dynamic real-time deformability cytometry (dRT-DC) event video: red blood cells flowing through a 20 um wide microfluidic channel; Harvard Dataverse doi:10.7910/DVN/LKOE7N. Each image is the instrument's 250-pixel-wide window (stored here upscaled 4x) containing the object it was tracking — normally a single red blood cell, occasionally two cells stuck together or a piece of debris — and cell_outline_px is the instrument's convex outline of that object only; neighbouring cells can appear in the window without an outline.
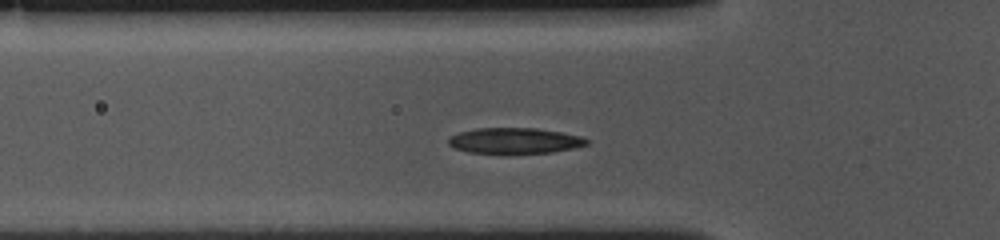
{"species": "common noctule bat (a hibernating species)", "species_latin": "Nyctalus noctula", "temperature_condition": "cold", "stored_images_in_passage": 32, "camera_frame_rate_fps": 3000, "um_per_image_px": 0.085, "animal": {"sex": "female", "body_mass_g": 10.0, "forearm_length_mm": 53.1}, "frame": {"image": 1, "passage_image": 3, "time_ms": 0.667, "image_size_px": [1000, 240], "cell_outline_px": [[592, 140], [588, 144], [572, 148], [552, 152], [508, 156], [468, 152], [456, 148], [448, 144], [448, 136], [460, 132], [476, 128], [536, 128], [560, 132], [580, 136]], "centroid_in_image_um": [43.73, 12.0], "position_along_channel_um": 82.1, "area_um2": 21.56}}
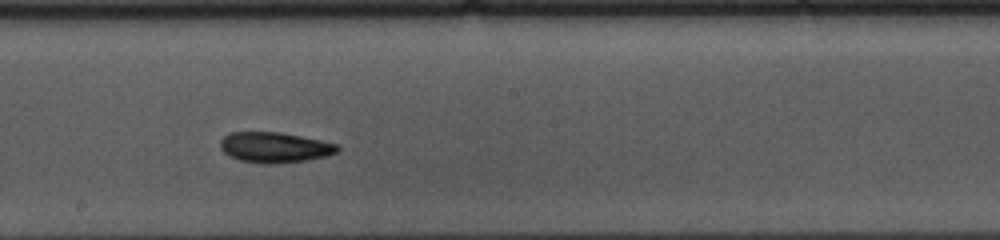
{"frame": {"image": 2, "passage_image": 15, "time_ms": 4.667, "image_size_px": [1000, 240], "cell_outline_px": [[340, 152], [328, 156], [308, 160], [276, 164], [260, 164], [240, 160], [228, 156], [220, 148], [220, 140], [228, 132], [280, 132], [340, 144]], "centroid_in_image_um": [23.37, 12.54], "position_along_channel_um": 224.8, "area_um2": 21.21}}
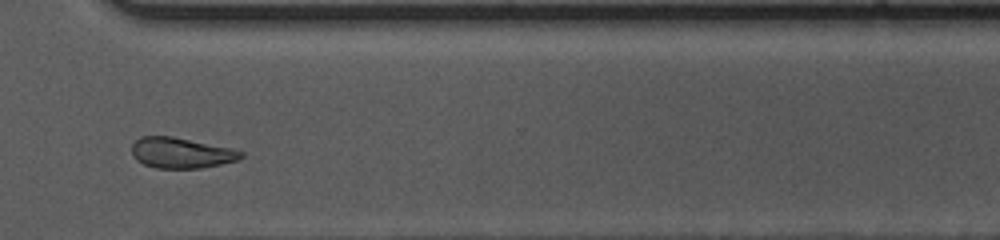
{"frame": {"image": 3, "passage_image": 26, "time_ms": 8.333, "image_size_px": [1000, 240], "cell_outline_px": [[244, 156], [236, 160], [220, 164], [200, 168], [156, 168], [144, 164], [136, 160], [132, 156], [132, 144], [140, 136], [172, 136], [232, 148], [244, 152]], "centroid_in_image_um": [15.38, 12.99], "position_along_channel_um": 355.2, "area_um2": 19.48}, "authors_computed_cell_mechanics": {"area_um2": 20.5479, "velocity_mm_per_s": 3.5543, "shape_relaxation_time_tau1_ms": 5.2759, "shape_relaxation_time_tau2_ms": 6.0204, "deformation_change_tau1": 0.1298, "deformation_change_tau2": 0.1139}}